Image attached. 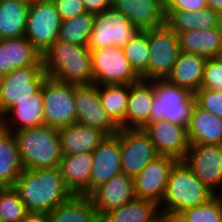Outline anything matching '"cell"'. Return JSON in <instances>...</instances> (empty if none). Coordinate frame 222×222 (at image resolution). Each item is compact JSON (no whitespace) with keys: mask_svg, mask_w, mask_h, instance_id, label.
<instances>
[{"mask_svg":"<svg viewBox=\"0 0 222 222\" xmlns=\"http://www.w3.org/2000/svg\"><path fill=\"white\" fill-rule=\"evenodd\" d=\"M13 187L28 212L50 213L73 195L63 182L59 167L24 169Z\"/></svg>","mask_w":222,"mask_h":222,"instance_id":"1","label":"cell"},{"mask_svg":"<svg viewBox=\"0 0 222 222\" xmlns=\"http://www.w3.org/2000/svg\"><path fill=\"white\" fill-rule=\"evenodd\" d=\"M48 77L75 85L93 84L91 51L87 46L56 40L42 54Z\"/></svg>","mask_w":222,"mask_h":222,"instance_id":"2","label":"cell"},{"mask_svg":"<svg viewBox=\"0 0 222 222\" xmlns=\"http://www.w3.org/2000/svg\"><path fill=\"white\" fill-rule=\"evenodd\" d=\"M215 195L194 175L183 160H179L170 172L159 208L163 218L178 215L185 209L209 201Z\"/></svg>","mask_w":222,"mask_h":222,"instance_id":"3","label":"cell"},{"mask_svg":"<svg viewBox=\"0 0 222 222\" xmlns=\"http://www.w3.org/2000/svg\"><path fill=\"white\" fill-rule=\"evenodd\" d=\"M14 135L24 169L59 167L63 155L58 129L42 125L16 131Z\"/></svg>","mask_w":222,"mask_h":222,"instance_id":"4","label":"cell"},{"mask_svg":"<svg viewBox=\"0 0 222 222\" xmlns=\"http://www.w3.org/2000/svg\"><path fill=\"white\" fill-rule=\"evenodd\" d=\"M155 98L152 105L150 123L168 120L188 126L196 104L194 94L167 79H154Z\"/></svg>","mask_w":222,"mask_h":222,"instance_id":"5","label":"cell"},{"mask_svg":"<svg viewBox=\"0 0 222 222\" xmlns=\"http://www.w3.org/2000/svg\"><path fill=\"white\" fill-rule=\"evenodd\" d=\"M44 125L55 129L76 123L74 84L46 77L42 85Z\"/></svg>","mask_w":222,"mask_h":222,"instance_id":"6","label":"cell"},{"mask_svg":"<svg viewBox=\"0 0 222 222\" xmlns=\"http://www.w3.org/2000/svg\"><path fill=\"white\" fill-rule=\"evenodd\" d=\"M139 30L113 7L95 14L87 47L98 50L109 46L123 48Z\"/></svg>","mask_w":222,"mask_h":222,"instance_id":"7","label":"cell"},{"mask_svg":"<svg viewBox=\"0 0 222 222\" xmlns=\"http://www.w3.org/2000/svg\"><path fill=\"white\" fill-rule=\"evenodd\" d=\"M91 51L93 84H133L141 77L131 67L121 47L109 46Z\"/></svg>","mask_w":222,"mask_h":222,"instance_id":"8","label":"cell"},{"mask_svg":"<svg viewBox=\"0 0 222 222\" xmlns=\"http://www.w3.org/2000/svg\"><path fill=\"white\" fill-rule=\"evenodd\" d=\"M149 37V69L143 80L166 79L180 53L178 35L165 23L145 30Z\"/></svg>","mask_w":222,"mask_h":222,"instance_id":"9","label":"cell"},{"mask_svg":"<svg viewBox=\"0 0 222 222\" xmlns=\"http://www.w3.org/2000/svg\"><path fill=\"white\" fill-rule=\"evenodd\" d=\"M47 74L43 65L16 69L0 78V118L12 107L37 93Z\"/></svg>","mask_w":222,"mask_h":222,"instance_id":"10","label":"cell"},{"mask_svg":"<svg viewBox=\"0 0 222 222\" xmlns=\"http://www.w3.org/2000/svg\"><path fill=\"white\" fill-rule=\"evenodd\" d=\"M61 22L53 0H32L24 36L43 54L57 40Z\"/></svg>","mask_w":222,"mask_h":222,"instance_id":"11","label":"cell"},{"mask_svg":"<svg viewBox=\"0 0 222 222\" xmlns=\"http://www.w3.org/2000/svg\"><path fill=\"white\" fill-rule=\"evenodd\" d=\"M121 169L135 177L159 156L149 135L139 128H120Z\"/></svg>","mask_w":222,"mask_h":222,"instance_id":"12","label":"cell"},{"mask_svg":"<svg viewBox=\"0 0 222 222\" xmlns=\"http://www.w3.org/2000/svg\"><path fill=\"white\" fill-rule=\"evenodd\" d=\"M183 161L212 192L222 194V145H189Z\"/></svg>","mask_w":222,"mask_h":222,"instance_id":"13","label":"cell"},{"mask_svg":"<svg viewBox=\"0 0 222 222\" xmlns=\"http://www.w3.org/2000/svg\"><path fill=\"white\" fill-rule=\"evenodd\" d=\"M74 99L76 107V123L100 129L107 136L115 135L120 127L109 117L102 107L98 85H75Z\"/></svg>","mask_w":222,"mask_h":222,"instance_id":"14","label":"cell"},{"mask_svg":"<svg viewBox=\"0 0 222 222\" xmlns=\"http://www.w3.org/2000/svg\"><path fill=\"white\" fill-rule=\"evenodd\" d=\"M178 161L167 155H159L152 160L133 178L135 197L152 200L159 205L164 197L170 172Z\"/></svg>","mask_w":222,"mask_h":222,"instance_id":"15","label":"cell"},{"mask_svg":"<svg viewBox=\"0 0 222 222\" xmlns=\"http://www.w3.org/2000/svg\"><path fill=\"white\" fill-rule=\"evenodd\" d=\"M143 130L149 135L159 155H167L183 160L189 149L187 126L168 120L148 123Z\"/></svg>","mask_w":222,"mask_h":222,"instance_id":"16","label":"cell"},{"mask_svg":"<svg viewBox=\"0 0 222 222\" xmlns=\"http://www.w3.org/2000/svg\"><path fill=\"white\" fill-rule=\"evenodd\" d=\"M93 165L90 176V194L102 184L122 173L120 129L113 136H107L92 152Z\"/></svg>","mask_w":222,"mask_h":222,"instance_id":"17","label":"cell"},{"mask_svg":"<svg viewBox=\"0 0 222 222\" xmlns=\"http://www.w3.org/2000/svg\"><path fill=\"white\" fill-rule=\"evenodd\" d=\"M93 205L102 217L110 210L119 208L134 200L133 177L120 173L97 187L90 195Z\"/></svg>","mask_w":222,"mask_h":222,"instance_id":"18","label":"cell"},{"mask_svg":"<svg viewBox=\"0 0 222 222\" xmlns=\"http://www.w3.org/2000/svg\"><path fill=\"white\" fill-rule=\"evenodd\" d=\"M112 7L140 31L149 30L166 22L164 0H113Z\"/></svg>","mask_w":222,"mask_h":222,"instance_id":"19","label":"cell"},{"mask_svg":"<svg viewBox=\"0 0 222 222\" xmlns=\"http://www.w3.org/2000/svg\"><path fill=\"white\" fill-rule=\"evenodd\" d=\"M31 65H43L42 54L25 36L0 40V78Z\"/></svg>","mask_w":222,"mask_h":222,"instance_id":"20","label":"cell"},{"mask_svg":"<svg viewBox=\"0 0 222 222\" xmlns=\"http://www.w3.org/2000/svg\"><path fill=\"white\" fill-rule=\"evenodd\" d=\"M154 98L153 80L140 79L129 85L126 128L143 129L150 123Z\"/></svg>","mask_w":222,"mask_h":222,"instance_id":"21","label":"cell"},{"mask_svg":"<svg viewBox=\"0 0 222 222\" xmlns=\"http://www.w3.org/2000/svg\"><path fill=\"white\" fill-rule=\"evenodd\" d=\"M92 153L63 155L59 164L62 180L75 195H90Z\"/></svg>","mask_w":222,"mask_h":222,"instance_id":"22","label":"cell"},{"mask_svg":"<svg viewBox=\"0 0 222 222\" xmlns=\"http://www.w3.org/2000/svg\"><path fill=\"white\" fill-rule=\"evenodd\" d=\"M62 155L92 153L107 137L100 129L74 123L58 129Z\"/></svg>","mask_w":222,"mask_h":222,"instance_id":"23","label":"cell"},{"mask_svg":"<svg viewBox=\"0 0 222 222\" xmlns=\"http://www.w3.org/2000/svg\"><path fill=\"white\" fill-rule=\"evenodd\" d=\"M1 119L12 133L44 125L42 88L30 98L10 108Z\"/></svg>","mask_w":222,"mask_h":222,"instance_id":"24","label":"cell"},{"mask_svg":"<svg viewBox=\"0 0 222 222\" xmlns=\"http://www.w3.org/2000/svg\"><path fill=\"white\" fill-rule=\"evenodd\" d=\"M180 51L211 59L222 56V24L203 30H190L178 34Z\"/></svg>","mask_w":222,"mask_h":222,"instance_id":"25","label":"cell"},{"mask_svg":"<svg viewBox=\"0 0 222 222\" xmlns=\"http://www.w3.org/2000/svg\"><path fill=\"white\" fill-rule=\"evenodd\" d=\"M190 145H222V118L195 104L187 126Z\"/></svg>","mask_w":222,"mask_h":222,"instance_id":"26","label":"cell"},{"mask_svg":"<svg viewBox=\"0 0 222 222\" xmlns=\"http://www.w3.org/2000/svg\"><path fill=\"white\" fill-rule=\"evenodd\" d=\"M207 59L200 55L180 51L167 80L195 93L201 89Z\"/></svg>","mask_w":222,"mask_h":222,"instance_id":"27","label":"cell"},{"mask_svg":"<svg viewBox=\"0 0 222 222\" xmlns=\"http://www.w3.org/2000/svg\"><path fill=\"white\" fill-rule=\"evenodd\" d=\"M166 24L178 35L190 30H203L219 27L222 16L210 7L198 12L165 10Z\"/></svg>","mask_w":222,"mask_h":222,"instance_id":"28","label":"cell"},{"mask_svg":"<svg viewBox=\"0 0 222 222\" xmlns=\"http://www.w3.org/2000/svg\"><path fill=\"white\" fill-rule=\"evenodd\" d=\"M162 218L156 202L135 198L131 202L105 213L101 217V222H159Z\"/></svg>","mask_w":222,"mask_h":222,"instance_id":"29","label":"cell"},{"mask_svg":"<svg viewBox=\"0 0 222 222\" xmlns=\"http://www.w3.org/2000/svg\"><path fill=\"white\" fill-rule=\"evenodd\" d=\"M30 2L0 0V40L25 35Z\"/></svg>","mask_w":222,"mask_h":222,"instance_id":"30","label":"cell"},{"mask_svg":"<svg viewBox=\"0 0 222 222\" xmlns=\"http://www.w3.org/2000/svg\"><path fill=\"white\" fill-rule=\"evenodd\" d=\"M49 215L51 222H101V216L88 195L73 194Z\"/></svg>","mask_w":222,"mask_h":222,"instance_id":"31","label":"cell"},{"mask_svg":"<svg viewBox=\"0 0 222 222\" xmlns=\"http://www.w3.org/2000/svg\"><path fill=\"white\" fill-rule=\"evenodd\" d=\"M23 170L15 135L8 132L0 140V187H13Z\"/></svg>","mask_w":222,"mask_h":222,"instance_id":"32","label":"cell"},{"mask_svg":"<svg viewBox=\"0 0 222 222\" xmlns=\"http://www.w3.org/2000/svg\"><path fill=\"white\" fill-rule=\"evenodd\" d=\"M102 107L109 117L120 127L126 128V108L129 84H112L98 86Z\"/></svg>","mask_w":222,"mask_h":222,"instance_id":"33","label":"cell"},{"mask_svg":"<svg viewBox=\"0 0 222 222\" xmlns=\"http://www.w3.org/2000/svg\"><path fill=\"white\" fill-rule=\"evenodd\" d=\"M94 16L95 14L85 12L62 20L57 40L87 46L93 28Z\"/></svg>","mask_w":222,"mask_h":222,"instance_id":"34","label":"cell"},{"mask_svg":"<svg viewBox=\"0 0 222 222\" xmlns=\"http://www.w3.org/2000/svg\"><path fill=\"white\" fill-rule=\"evenodd\" d=\"M122 49L131 67L142 77L149 69L150 48L148 33L139 30Z\"/></svg>","mask_w":222,"mask_h":222,"instance_id":"35","label":"cell"},{"mask_svg":"<svg viewBox=\"0 0 222 222\" xmlns=\"http://www.w3.org/2000/svg\"><path fill=\"white\" fill-rule=\"evenodd\" d=\"M183 222H222V194L185 209L177 215Z\"/></svg>","mask_w":222,"mask_h":222,"instance_id":"36","label":"cell"},{"mask_svg":"<svg viewBox=\"0 0 222 222\" xmlns=\"http://www.w3.org/2000/svg\"><path fill=\"white\" fill-rule=\"evenodd\" d=\"M27 214L14 187H0V222H21Z\"/></svg>","mask_w":222,"mask_h":222,"instance_id":"37","label":"cell"},{"mask_svg":"<svg viewBox=\"0 0 222 222\" xmlns=\"http://www.w3.org/2000/svg\"><path fill=\"white\" fill-rule=\"evenodd\" d=\"M201 88L222 91V56L207 59Z\"/></svg>","mask_w":222,"mask_h":222,"instance_id":"38","label":"cell"},{"mask_svg":"<svg viewBox=\"0 0 222 222\" xmlns=\"http://www.w3.org/2000/svg\"><path fill=\"white\" fill-rule=\"evenodd\" d=\"M194 97L200 108L222 118V91L201 88L194 93Z\"/></svg>","mask_w":222,"mask_h":222,"instance_id":"39","label":"cell"},{"mask_svg":"<svg viewBox=\"0 0 222 222\" xmlns=\"http://www.w3.org/2000/svg\"><path fill=\"white\" fill-rule=\"evenodd\" d=\"M61 20L86 12L83 0H53Z\"/></svg>","mask_w":222,"mask_h":222,"instance_id":"40","label":"cell"},{"mask_svg":"<svg viewBox=\"0 0 222 222\" xmlns=\"http://www.w3.org/2000/svg\"><path fill=\"white\" fill-rule=\"evenodd\" d=\"M165 10L198 12L208 7L206 0H164Z\"/></svg>","mask_w":222,"mask_h":222,"instance_id":"41","label":"cell"},{"mask_svg":"<svg viewBox=\"0 0 222 222\" xmlns=\"http://www.w3.org/2000/svg\"><path fill=\"white\" fill-rule=\"evenodd\" d=\"M87 13L98 14L109 9L113 5V0H83Z\"/></svg>","mask_w":222,"mask_h":222,"instance_id":"42","label":"cell"},{"mask_svg":"<svg viewBox=\"0 0 222 222\" xmlns=\"http://www.w3.org/2000/svg\"><path fill=\"white\" fill-rule=\"evenodd\" d=\"M21 222H51V218L47 212H28Z\"/></svg>","mask_w":222,"mask_h":222,"instance_id":"43","label":"cell"},{"mask_svg":"<svg viewBox=\"0 0 222 222\" xmlns=\"http://www.w3.org/2000/svg\"><path fill=\"white\" fill-rule=\"evenodd\" d=\"M208 7L217 11L222 16V0H206Z\"/></svg>","mask_w":222,"mask_h":222,"instance_id":"44","label":"cell"},{"mask_svg":"<svg viewBox=\"0 0 222 222\" xmlns=\"http://www.w3.org/2000/svg\"><path fill=\"white\" fill-rule=\"evenodd\" d=\"M8 129L4 124L3 120L0 118V140L8 133Z\"/></svg>","mask_w":222,"mask_h":222,"instance_id":"45","label":"cell"},{"mask_svg":"<svg viewBox=\"0 0 222 222\" xmlns=\"http://www.w3.org/2000/svg\"><path fill=\"white\" fill-rule=\"evenodd\" d=\"M164 222H183L177 215L163 218Z\"/></svg>","mask_w":222,"mask_h":222,"instance_id":"46","label":"cell"}]
</instances>
